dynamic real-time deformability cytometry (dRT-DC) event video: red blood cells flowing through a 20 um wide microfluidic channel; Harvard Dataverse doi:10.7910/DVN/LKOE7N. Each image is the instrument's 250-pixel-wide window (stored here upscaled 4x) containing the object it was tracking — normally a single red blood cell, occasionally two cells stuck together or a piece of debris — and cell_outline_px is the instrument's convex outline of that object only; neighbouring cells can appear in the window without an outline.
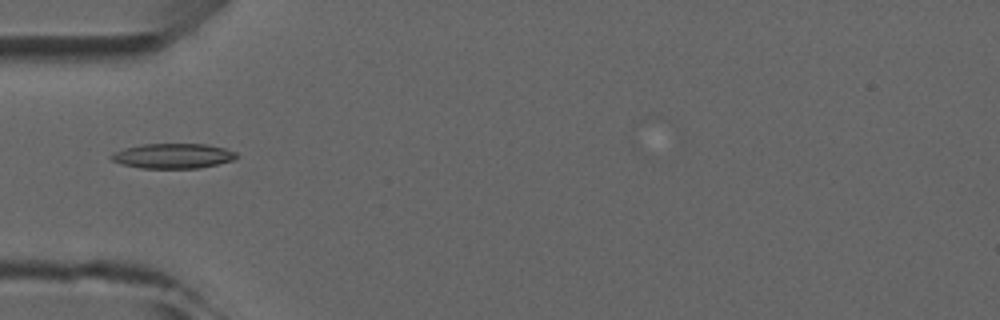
{"species": "common noctule bat (a hibernating species)", "species_latin": "Nyctalus noctula", "temperature_condition": "room temperature", "stored_images_in_passage": 6, "camera_frame_rate_fps": 3000, "um_per_image_px": 0.085, "animal": {"sex": "male", "forearm_length_mm": 52.5}, "frame": {"image": 1, "passage_image": 4, "time_ms": 4.333, "image_size_px": [1000, 320], "cell_outline_px": [[236, 156], [232, 160], [200, 168], [140, 168], [120, 164], [112, 160], [108, 156], [112, 152], [124, 148], [144, 144], [208, 144], [224, 148], [236, 152]], "centroid_in_image_um": [14.64, 13.25], "position_along_channel_um": 70.4, "area_um2": 18.21}}
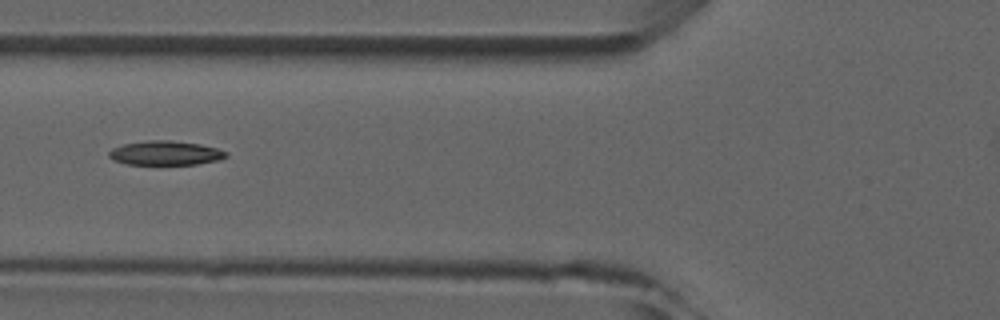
{"frame": {"image": 2, "passage_image": 5, "time_ms": 5.333, "image_size_px": [1000, 320], "cell_outline_px": [[228, 156], [220, 160], [196, 164], [128, 164], [112, 160], [108, 156], [108, 152], [112, 148], [124, 144], [148, 140], [172, 140], [200, 144], [216, 148], [228, 152]], "centroid_in_image_um": [14.06, 13.0], "position_along_channel_um": 111.7, "area_um2": 16.59}}
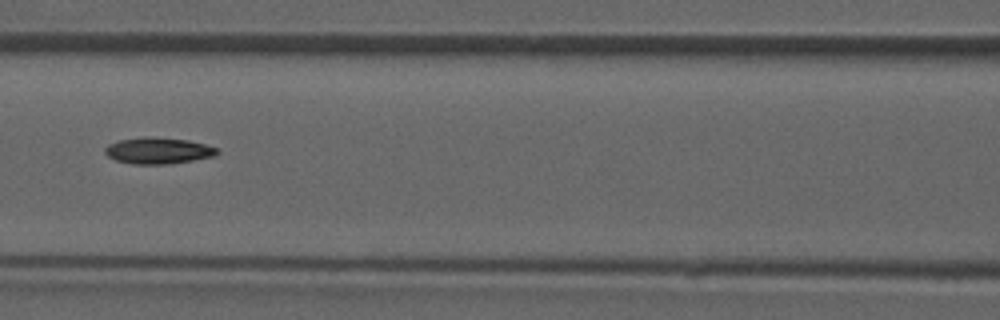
{"frame": {"image": 3, "passage_image": 6, "time_ms": 6.333, "image_size_px": [1000, 320], "cell_outline_px": [[220, 152], [212, 156], [192, 160], [168, 164], [132, 164], [116, 160], [108, 156], [104, 152], [104, 148], [108, 144], [120, 140], [144, 136], [188, 140], [204, 144], [216, 148]], "centroid_in_image_um": [13.4, 12.8], "position_along_channel_um": 153.2, "area_um2": 17.05}}